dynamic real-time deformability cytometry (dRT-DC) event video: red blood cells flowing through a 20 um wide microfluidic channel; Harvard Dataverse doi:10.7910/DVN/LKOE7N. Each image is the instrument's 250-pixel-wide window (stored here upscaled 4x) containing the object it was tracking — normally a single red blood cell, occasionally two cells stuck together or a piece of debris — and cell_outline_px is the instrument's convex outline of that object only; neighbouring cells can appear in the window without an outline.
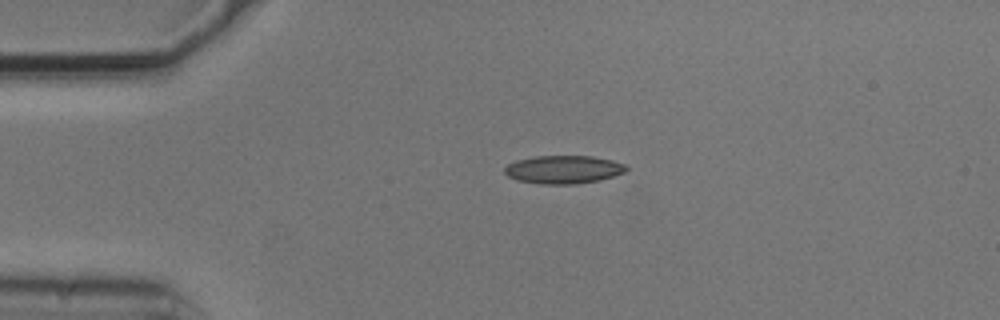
{"species": "common noctule bat (a hibernating species)", "species_latin": "Nyctalus noctula", "temperature_condition": "cold", "stored_images_in_passage": 2, "camera_frame_rate_fps": 3000, "um_per_image_px": 0.085, "animal": {"sex": "male", "body_mass_g": 20.5, "forearm_length_mm": 52.5}, "frame": {"image": 1, "passage_image": 1, "time_ms": 0.0, "image_size_px": [1000, 320], "cell_outline_px": [[628, 168], [624, 172], [600, 180], [576, 184], [540, 184], [516, 180], [508, 176], [504, 172], [504, 168], [508, 164], [516, 160], [536, 156], [592, 156], [612, 160], [628, 164]], "centroid_in_image_um": [47.9, 14.41], "position_along_channel_um": 37.1, "area_um2": 20.06}}